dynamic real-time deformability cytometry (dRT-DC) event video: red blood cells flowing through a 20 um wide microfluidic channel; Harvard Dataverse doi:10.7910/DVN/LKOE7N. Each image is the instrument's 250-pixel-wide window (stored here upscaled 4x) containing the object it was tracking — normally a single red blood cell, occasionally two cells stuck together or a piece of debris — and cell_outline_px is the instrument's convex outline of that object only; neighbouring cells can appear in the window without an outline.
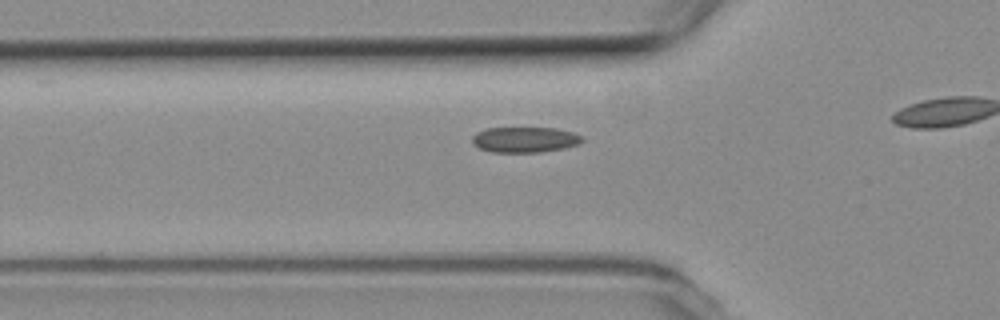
{"species": "common noctule bat (a hibernating species)", "species_latin": "Nyctalus noctula", "temperature_condition": "room temperature", "stored_images_in_passage": 35, "camera_frame_rate_fps": 3000, "um_per_image_px": 0.085, "animal": {"sex": "female", "body_mass_g": 19.3, "forearm_length_mm": 54.1}, "frame": {"image": 1, "passage_image": 10, "time_ms": 3.0, "image_size_px": [1000, 320], "cell_outline_px": [[584, 140], [580, 144], [564, 148], [540, 152], [492, 152], [480, 148], [472, 144], [472, 136], [476, 132], [488, 128], [556, 128], [572, 132], [580, 136]], "centroid_in_image_um": [44.6, 11.87], "position_along_channel_um": 81.2, "area_um2": 16.36}}
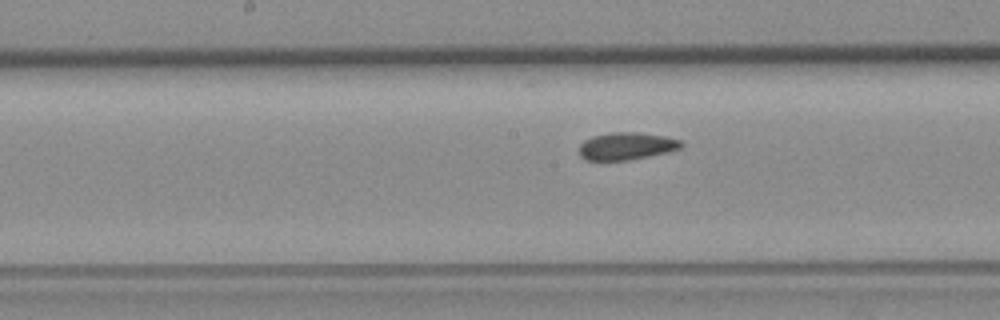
{"frame": {"image": 2, "passage_image": 19, "time_ms": 6.0, "image_size_px": [1000, 320], "cell_outline_px": [[684, 144], [680, 148], [668, 152], [628, 160], [584, 160], [580, 156], [580, 144], [584, 140], [592, 136], [612, 132], [636, 132], [664, 136], [680, 140]], "centroid_in_image_um": [53.23, 12.41], "position_along_channel_um": 195.0, "area_um2": 16.24}}
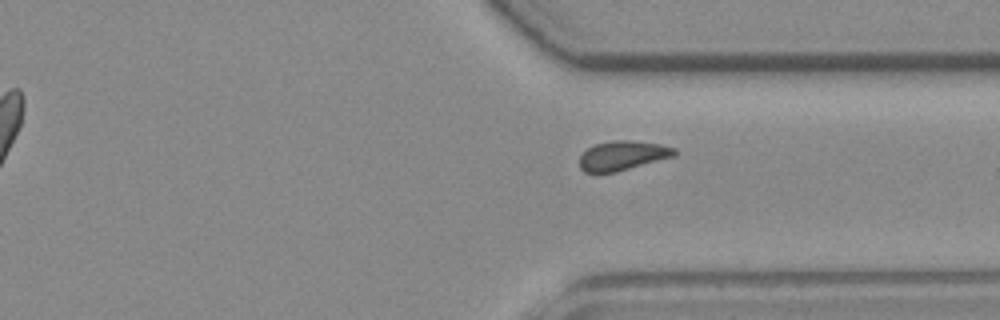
{"frame": {"image": 3, "passage_image": 32, "time_ms": 10.333, "image_size_px": [1000, 320], "cell_outline_px": [[676, 156], [616, 172], [584, 172], [580, 168], [580, 156], [588, 148], [596, 144], [616, 140], [632, 140], [660, 144], [676, 148]], "centroid_in_image_um": [52.96, 13.22], "position_along_channel_um": 358.4, "area_um2": 16.24}}